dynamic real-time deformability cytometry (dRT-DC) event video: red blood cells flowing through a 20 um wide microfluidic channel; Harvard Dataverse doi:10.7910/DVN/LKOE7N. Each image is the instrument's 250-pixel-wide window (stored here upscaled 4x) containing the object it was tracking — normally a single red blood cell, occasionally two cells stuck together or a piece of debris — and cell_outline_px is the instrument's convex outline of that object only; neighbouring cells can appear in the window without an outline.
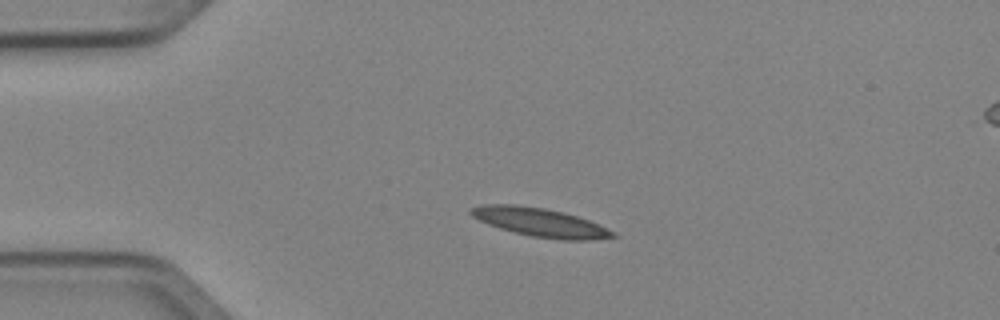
{"species": "Egyptian fruit bat (a non-hibernating species)", "species_latin": "Rousettus aegyptiacus", "temperature_condition": "cold", "stored_images_in_passage": 5, "segment_of_instrument_passage": [1, 2], "camera_frame_rate_fps": 3000, "um_per_image_px": 0.085, "animal": {"sex": "female"}, "frame": {"image": 1, "passage_image": 3, "time_ms": 0.667, "image_size_px": [1000, 320], "cell_outline_px": [[616, 236], [588, 240], [560, 240], [532, 236], [500, 228], [488, 224], [472, 216], [468, 212], [468, 208], [484, 204], [516, 204], [544, 208], [564, 212], [600, 224], [616, 232]], "centroid_in_image_um": [45.9, 18.89], "position_along_channel_um": 39.1, "area_um2": 23.64}}